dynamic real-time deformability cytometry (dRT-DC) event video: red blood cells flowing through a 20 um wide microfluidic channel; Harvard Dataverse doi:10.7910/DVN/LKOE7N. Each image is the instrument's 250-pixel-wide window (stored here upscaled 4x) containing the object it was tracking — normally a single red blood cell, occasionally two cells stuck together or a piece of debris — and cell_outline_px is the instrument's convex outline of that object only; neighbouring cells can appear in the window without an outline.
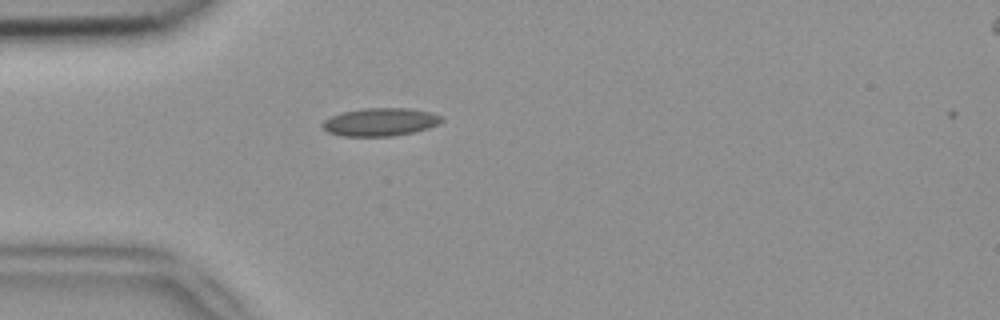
{"species": "common noctule bat (a hibernating species)", "species_latin": "Nyctalus noctula", "temperature_condition": "room temperature", "stored_images_in_passage": 38, "camera_frame_rate_fps": 3000, "um_per_image_px": 0.085, "animal": {"sex": "female", "body_mass_g": 18.4}, "frame": {"image": 1, "passage_image": 1, "time_ms": 0.0, "image_size_px": [1000, 320], "cell_outline_px": [[444, 120], [440, 124], [428, 128], [412, 132], [392, 136], [340, 136], [328, 132], [320, 124], [324, 120], [332, 116], [344, 112], [364, 108], [412, 108], [444, 116]], "centroid_in_image_um": [32.35, 10.37], "position_along_channel_um": 52.6, "area_um2": 19.48}}
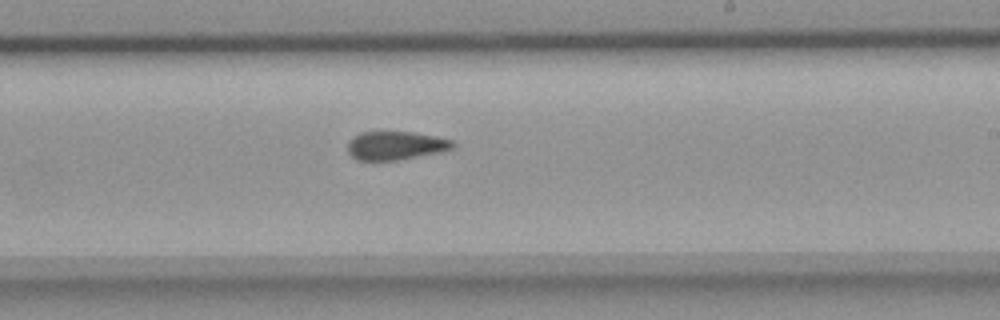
{"frame": {"image": 2, "passage_image": 17, "time_ms": 5.333, "image_size_px": [1000, 320], "cell_outline_px": [[456, 144], [452, 148], [440, 152], [396, 160], [356, 160], [348, 152], [348, 144], [360, 132], [412, 132], [452, 140]], "centroid_in_image_um": [33.63, 12.38], "position_along_channel_um": 255.4, "area_um2": 17.11}}
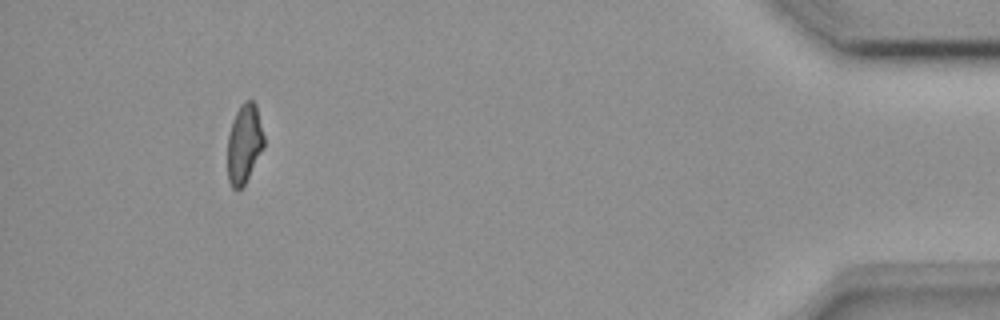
{"frame": {"image": 3, "passage_image": 34, "time_ms": 11.0, "image_size_px": [1000, 320], "cell_outline_px": [[264, 148], [244, 184], [236, 192], [232, 188], [228, 180], [228, 136], [232, 120], [240, 104], [244, 100], [252, 100], [256, 104], [264, 136]], "centroid_in_image_um": [20.76, 12.2], "position_along_channel_um": 414.4, "area_um2": 16.88}, "authors_computed_cell_mechanics": {"area_um2": 18.0914, "velocity_mm_per_s": 3.9613, "shape_relaxation_time_tau1_ms": null, "shape_relaxation_time_tau2_ms": 2.6864, "deformation_change_tau1": null, "deformation_change_tau2": 0.0967}}